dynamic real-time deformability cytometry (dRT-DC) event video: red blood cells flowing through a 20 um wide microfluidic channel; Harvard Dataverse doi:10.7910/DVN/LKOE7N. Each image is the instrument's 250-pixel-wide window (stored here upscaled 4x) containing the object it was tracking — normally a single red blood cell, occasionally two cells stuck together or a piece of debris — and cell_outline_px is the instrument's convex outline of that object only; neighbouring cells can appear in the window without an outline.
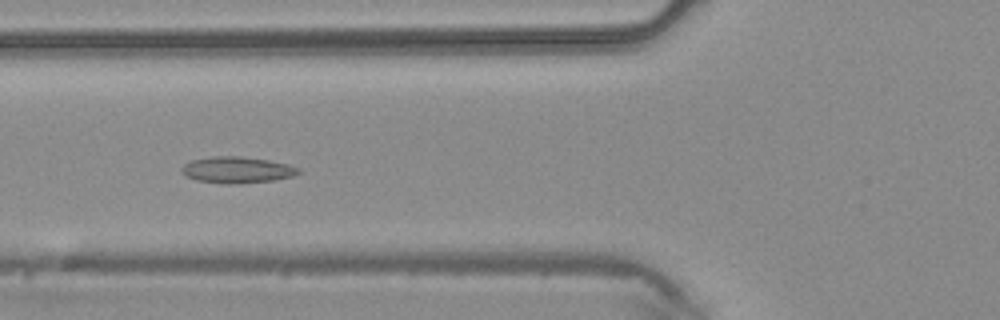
{"species": "common noctule bat (a hibernating species)", "species_latin": "Nyctalus noctula", "temperature_condition": "warm", "stored_images_in_passage": 32, "camera_frame_rate_fps": 3000, "um_per_image_px": 0.085, "animal": {"sex": "male", "body_mass_g": 20.4}, "frame": {"image": 1, "passage_image": 4, "time_ms": 1.0, "image_size_px": [1000, 320], "cell_outline_px": [[300, 172], [292, 176], [276, 180], [240, 184], [220, 184], [196, 180], [184, 176], [180, 172], [180, 168], [184, 164], [192, 160], [212, 156], [240, 156], [268, 160], [288, 164], [300, 168]], "centroid_in_image_um": [20.11, 14.45], "position_along_channel_um": 105.7, "area_um2": 18.26}}
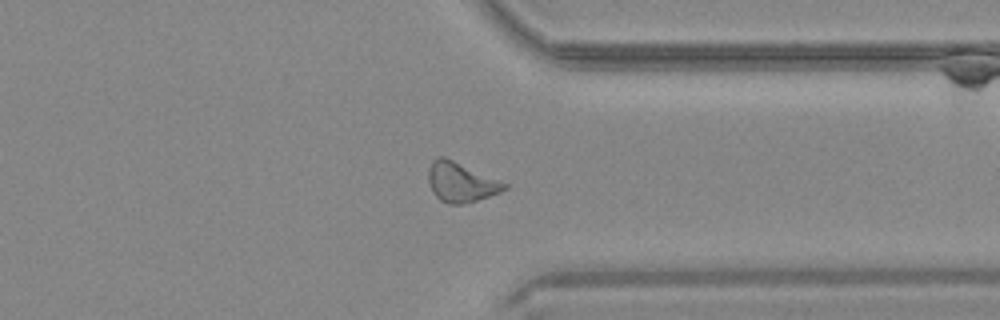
{"frame": {"image": 2, "passage_image": 22, "time_ms": 7.0, "image_size_px": [1000, 320], "cell_outline_px": [[508, 188], [500, 192], [476, 200], [460, 204], [448, 204], [440, 200], [432, 192], [428, 180], [428, 168], [432, 160], [436, 156], [444, 156], [508, 184]], "centroid_in_image_um": [39.13, 15.47], "position_along_channel_um": 372.3, "area_um2": 17.46}}
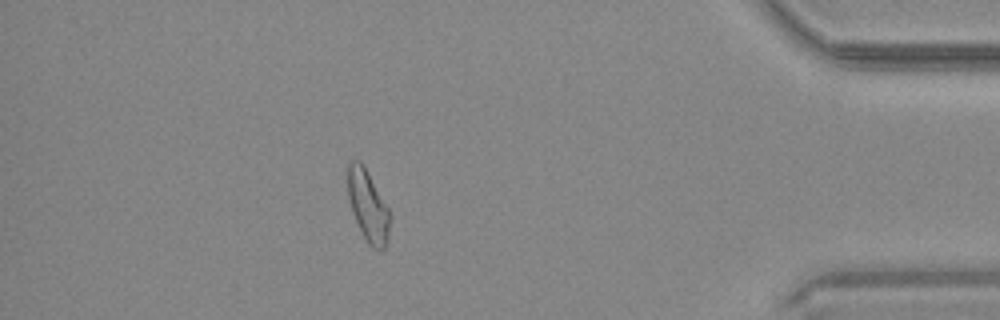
{"frame": {"image": 3, "passage_image": 27, "time_ms": 8.667, "image_size_px": [1000, 320], "cell_outline_px": [[392, 216], [388, 240], [384, 248], [380, 252], [372, 248], [368, 244], [352, 212], [348, 196], [348, 160], [360, 160], [388, 208]], "centroid_in_image_um": [31.3, 17.55], "position_along_channel_um": 403.9, "area_um2": 17.46}}